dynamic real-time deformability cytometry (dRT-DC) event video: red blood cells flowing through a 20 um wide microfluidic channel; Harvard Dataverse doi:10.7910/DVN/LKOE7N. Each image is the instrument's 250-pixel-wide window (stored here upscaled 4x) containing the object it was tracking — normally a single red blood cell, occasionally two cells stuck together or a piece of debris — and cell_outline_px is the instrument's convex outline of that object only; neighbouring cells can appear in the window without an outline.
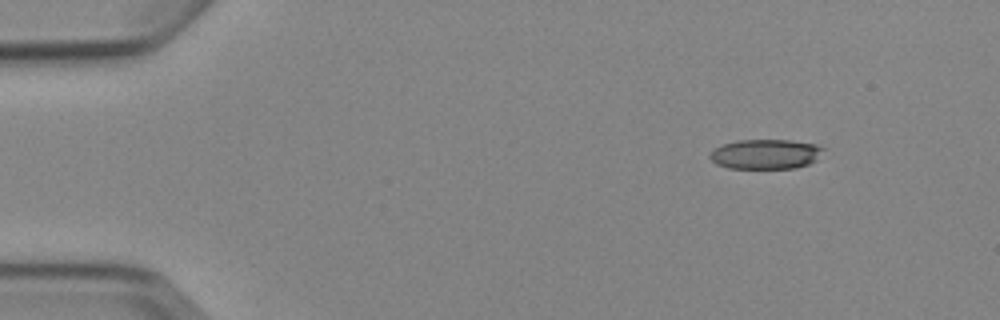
{"species": "Egyptian fruit bat (a non-hibernating species)", "species_latin": "Rousettus aegyptiacus", "temperature_condition": "cold", "stored_images_in_passage": 4, "camera_frame_rate_fps": 3000, "um_per_image_px": 0.085, "animal": {"sex": "female"}, "frame": {"image": 1, "passage_image": 1, "time_ms": 0.0, "image_size_px": [1000, 320], "cell_outline_px": [[824, 148], [816, 160], [808, 164], [796, 168], [728, 168], [716, 164], [708, 156], [716, 148], [724, 144], [740, 140], [792, 140], [816, 144]], "centroid_in_image_um": [65.09, 13.1], "position_along_channel_um": 19.9, "area_um2": 19.54}}
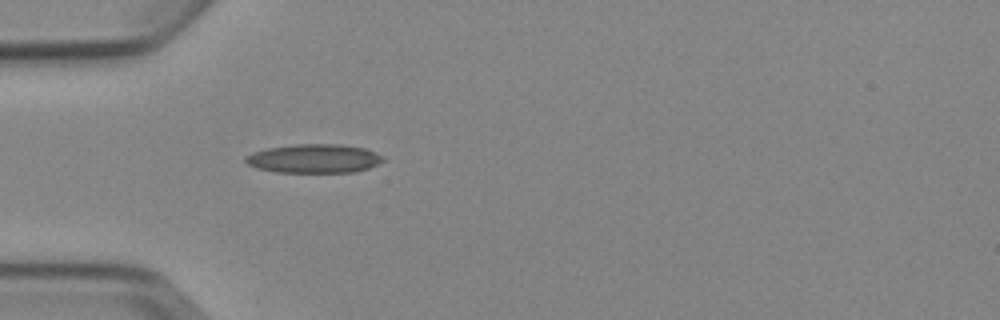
{"frame": {"image": 2, "passage_image": 4, "time_ms": 3.333, "image_size_px": [1000, 320], "cell_outline_px": [[384, 160], [368, 168], [352, 172], [276, 172], [256, 168], [248, 164], [244, 160], [244, 156], [252, 152], [268, 148], [296, 144], [340, 144], [364, 148], [376, 152], [384, 156]], "centroid_in_image_um": [26.67, 13.47], "position_along_channel_um": 58.3, "area_um2": 23.12}}